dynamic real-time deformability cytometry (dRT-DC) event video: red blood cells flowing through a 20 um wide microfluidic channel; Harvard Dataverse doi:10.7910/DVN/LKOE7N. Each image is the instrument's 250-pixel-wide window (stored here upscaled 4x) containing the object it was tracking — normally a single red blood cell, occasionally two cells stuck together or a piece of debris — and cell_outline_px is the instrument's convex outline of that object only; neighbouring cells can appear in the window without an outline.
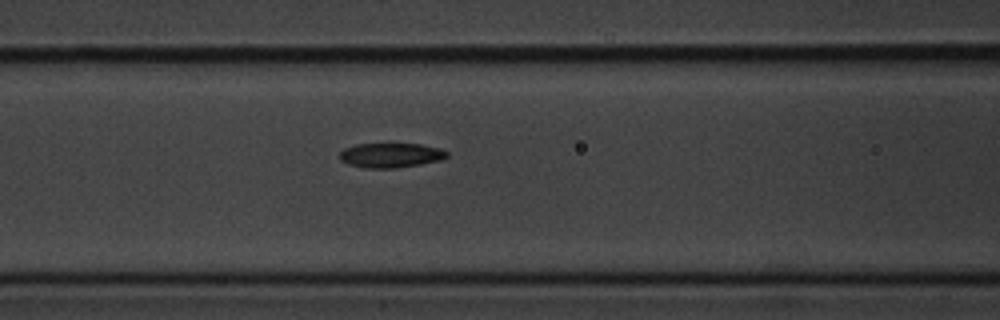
{"species": "common noctule bat (a hibernating species)", "species_latin": "Nyctalus noctula", "temperature_condition": "cold", "stored_images_in_passage": 3, "camera_frame_rate_fps": 3000, "um_per_image_px": 0.085, "animal": {"sex": "male", "body_mass_g": 20.1, "forearm_length_mm": 53.5}, "frame": {"image": 1, "passage_image": 3, "time_ms": 0.667, "image_size_px": [1000, 320], "cell_outline_px": [[448, 156], [440, 160], [420, 164], [396, 168], [364, 168], [348, 164], [340, 160], [340, 152], [344, 148], [356, 144], [420, 144], [440, 148], [448, 152]], "centroid_in_image_um": [33.2, 13.2], "position_along_channel_um": 133.4, "area_um2": 15.37}}